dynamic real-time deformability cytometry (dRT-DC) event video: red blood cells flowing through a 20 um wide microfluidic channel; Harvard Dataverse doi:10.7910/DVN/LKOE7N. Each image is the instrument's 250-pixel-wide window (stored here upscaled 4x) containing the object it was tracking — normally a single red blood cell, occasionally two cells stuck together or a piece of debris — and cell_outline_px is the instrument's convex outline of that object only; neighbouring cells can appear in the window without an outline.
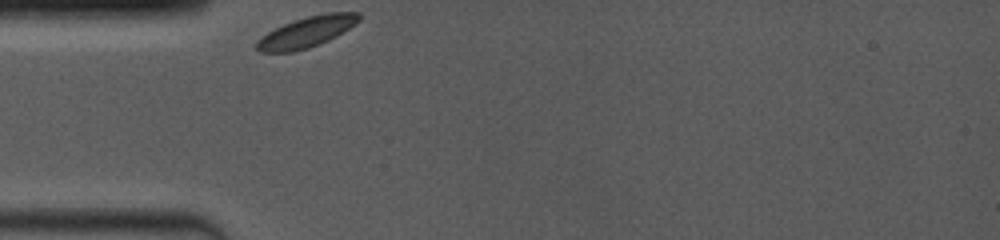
{"species": "common noctule bat (a hibernating species)", "species_latin": "Nyctalus noctula", "temperature_condition": "room temperature", "stored_images_in_passage": 45, "camera_frame_rate_fps": 4000, "um_per_image_px": 0.085, "animal": {"sex": "female", "body_mass_g": 19.0, "forearm_length_mm": 53.3}, "frame": {"image": 1, "passage_image": 1, "time_ms": 0.0, "image_size_px": [1000, 240], "cell_outline_px": [[360, 20], [336, 36], [328, 40], [308, 48], [292, 52], [260, 52], [256, 48], [256, 40], [260, 36], [292, 20], [324, 12], [360, 12]], "centroid_in_image_um": [26.04, 2.71], "position_along_channel_um": 59.0, "area_um2": 18.26}}
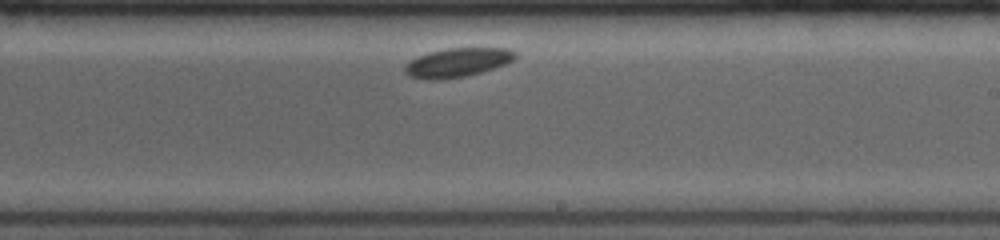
{"frame": {"image": 2, "passage_image": 28, "time_ms": 5.5, "image_size_px": [1000, 240], "cell_outline_px": [[516, 56], [512, 60], [504, 64], [480, 72], [464, 76], [440, 80], [424, 80], [408, 76], [404, 72], [404, 68], [416, 56], [428, 52], [444, 48], [508, 48], [516, 52]], "centroid_in_image_um": [38.83, 5.31], "position_along_channel_um": 250.2, "area_um2": 18.61}}
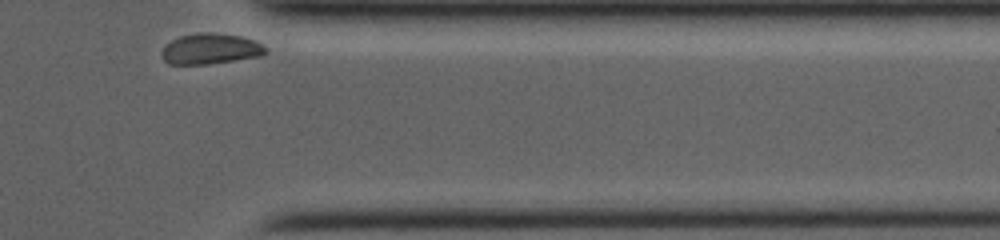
{"frame": {"image": 3, "passage_image": 45, "time_ms": 9.5, "image_size_px": [1000, 240], "cell_outline_px": [[268, 52], [260, 56], [204, 64], [168, 64], [164, 60], [160, 52], [172, 40], [180, 36], [200, 32], [212, 32], [240, 36], [252, 40], [268, 48]], "centroid_in_image_um": [17.88, 4.14], "position_along_channel_um": 393.5, "area_um2": 18.32}}